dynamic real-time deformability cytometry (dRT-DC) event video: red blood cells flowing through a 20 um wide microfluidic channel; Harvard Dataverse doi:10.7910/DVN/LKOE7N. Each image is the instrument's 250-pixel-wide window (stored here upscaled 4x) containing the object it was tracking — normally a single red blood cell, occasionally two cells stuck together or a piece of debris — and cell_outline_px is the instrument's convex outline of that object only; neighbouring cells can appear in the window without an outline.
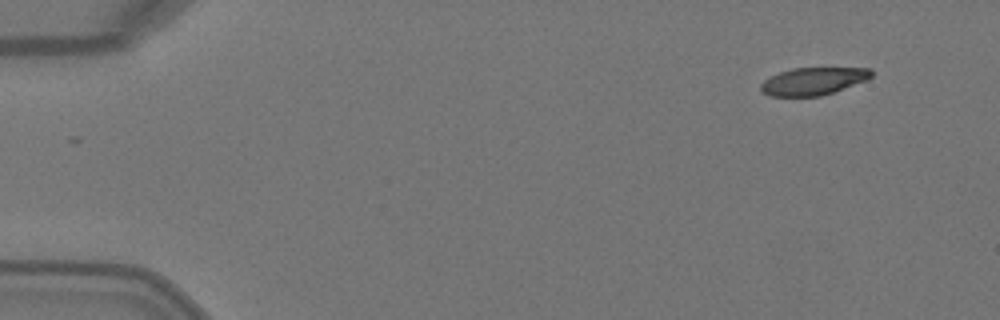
{"species": "Egyptian fruit bat (a non-hibernating species)", "species_latin": "Rousettus aegyptiacus", "temperature_condition": "warm", "stored_images_in_passage": 4, "camera_frame_rate_fps": 3000, "um_per_image_px": 0.085, "animal": {"sex": "female"}, "frame": {"image": 1, "passage_image": 1, "time_ms": 0.0, "image_size_px": [1000, 320], "cell_outline_px": [[872, 76], [868, 80], [820, 96], [772, 96], [764, 92], [760, 88], [760, 84], [764, 80], [780, 72], [792, 68], [872, 68]], "centroid_in_image_um": [69.15, 6.89], "position_along_channel_um": 15.9, "area_um2": 17.57}}
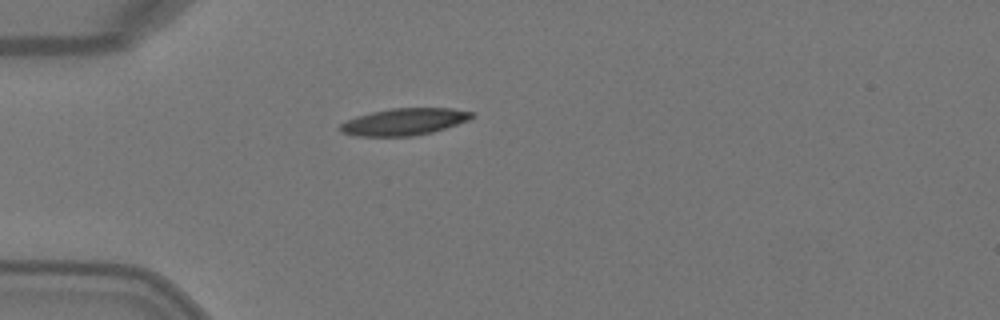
{"frame": {"image": 2, "passage_image": 3, "time_ms": 0.667, "image_size_px": [1000, 320], "cell_outline_px": [[476, 116], [468, 120], [432, 132], [412, 136], [360, 136], [340, 132], [340, 124], [356, 116], [372, 112], [392, 108], [452, 108], [476, 112]], "centroid_in_image_um": [34.39, 10.34], "position_along_channel_um": 50.6, "area_um2": 20.58}}